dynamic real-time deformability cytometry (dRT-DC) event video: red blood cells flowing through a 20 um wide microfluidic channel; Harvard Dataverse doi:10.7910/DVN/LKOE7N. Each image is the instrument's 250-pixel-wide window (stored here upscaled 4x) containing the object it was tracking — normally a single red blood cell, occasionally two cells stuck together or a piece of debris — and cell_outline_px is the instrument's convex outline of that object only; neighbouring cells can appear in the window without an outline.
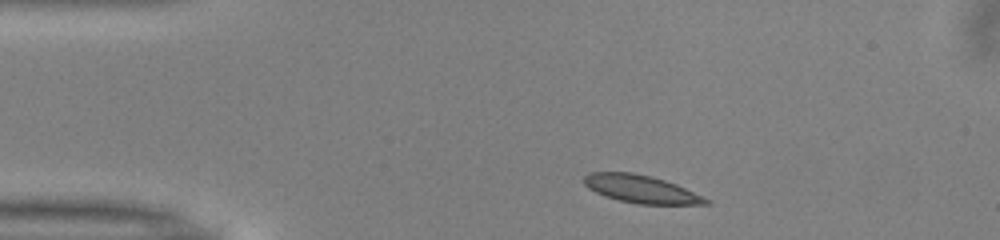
{"species": "common noctule bat (a hibernating species)", "species_latin": "Nyctalus noctula", "temperature_condition": "warm", "stored_images_in_passage": 45, "camera_frame_rate_fps": 3000, "um_per_image_px": 0.085, "animal": {"sex": "male", "body_mass_g": 13.0, "forearm_length_mm": 53.1}, "frame": {"image": 1, "passage_image": 4, "time_ms": 1.0, "image_size_px": [1000, 240], "cell_outline_px": [[712, 204], [636, 204], [604, 196], [588, 188], [584, 184], [584, 176], [588, 172], [632, 172], [652, 176], [676, 184], [704, 196], [712, 200]], "centroid_in_image_um": [54.51, 16.07], "position_along_channel_um": 30.5, "area_um2": 19.88}}
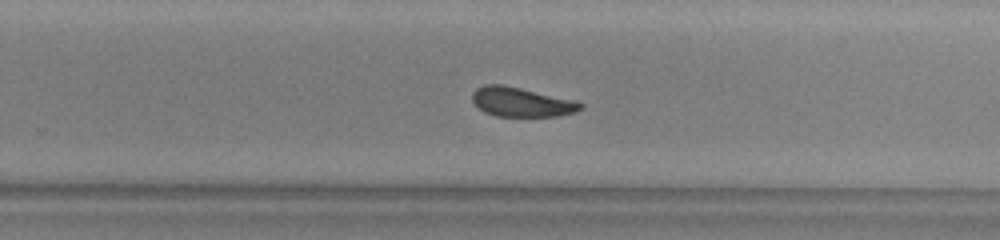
{"frame": {"image": 2, "passage_image": 27, "time_ms": 8.667, "image_size_px": [1000, 240], "cell_outline_px": [[584, 108], [576, 112], [556, 116], [496, 116], [484, 112], [472, 100], [472, 92], [476, 88], [484, 84], [504, 84], [576, 100], [584, 104]], "centroid_in_image_um": [44.35, 8.66], "position_along_channel_um": 285.5, "area_um2": 18.73}}
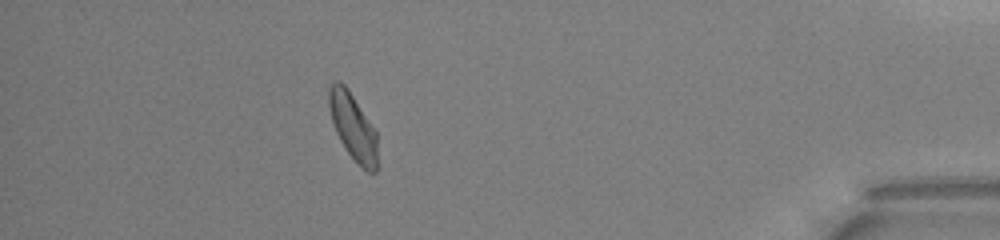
{"frame": {"image": 3, "passage_image": 40, "time_ms": 13.0, "image_size_px": [1000, 240], "cell_outline_px": [[380, 168], [376, 172], [368, 172], [348, 152], [340, 140], [336, 132], [332, 120], [328, 104], [328, 88], [336, 80], [344, 84], [348, 88], [376, 132], [380, 164]], "centroid_in_image_um": [30.04, 10.81], "position_along_channel_um": 405.2, "area_um2": 18.9}, "authors_computed_cell_mechanics": {"area_um2": 19.4786, "velocity_mm_per_s": 3.9922, "shape_relaxation_time_tau1_ms": 5.1516, "shape_relaxation_time_tau2_ms": 2.1288, "deformation_change_tau1": 0.1361, "deformation_change_tau2": 0.0615}}